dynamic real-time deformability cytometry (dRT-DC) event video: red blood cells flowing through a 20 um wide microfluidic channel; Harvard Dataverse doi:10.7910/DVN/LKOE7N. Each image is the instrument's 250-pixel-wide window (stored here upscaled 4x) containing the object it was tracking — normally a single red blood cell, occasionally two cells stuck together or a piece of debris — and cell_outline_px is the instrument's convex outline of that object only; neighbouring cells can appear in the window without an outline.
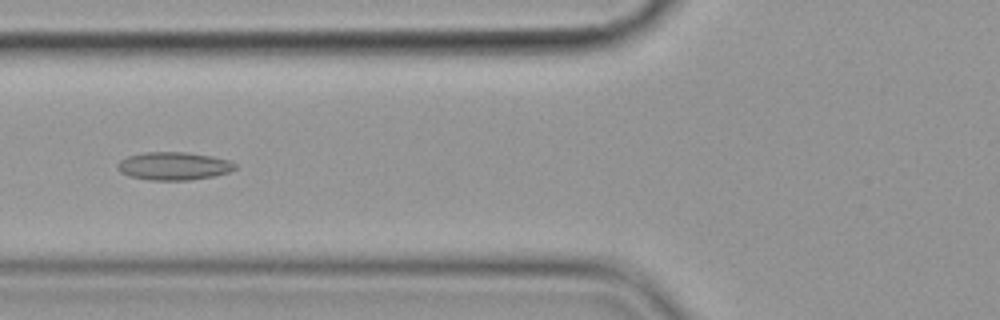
{"species": "common noctule bat (a hibernating species)", "species_latin": "Nyctalus noctula", "temperature_condition": "cold", "stored_images_in_passage": 6, "camera_frame_rate_fps": 3000, "um_per_image_px": 0.085, "animal": {"sex": "female", "body_mass_g": 19.9}, "frame": {"image": 1, "passage_image": 6, "time_ms": 5.667, "image_size_px": [1000, 320], "cell_outline_px": [[236, 168], [228, 172], [212, 176], [188, 180], [148, 180], [128, 176], [120, 172], [116, 168], [116, 164], [120, 160], [128, 156], [144, 152], [188, 152], [212, 156], [228, 160], [236, 164]], "centroid_in_image_um": [14.72, 14.11], "position_along_channel_um": 111.1, "area_um2": 19.25}}